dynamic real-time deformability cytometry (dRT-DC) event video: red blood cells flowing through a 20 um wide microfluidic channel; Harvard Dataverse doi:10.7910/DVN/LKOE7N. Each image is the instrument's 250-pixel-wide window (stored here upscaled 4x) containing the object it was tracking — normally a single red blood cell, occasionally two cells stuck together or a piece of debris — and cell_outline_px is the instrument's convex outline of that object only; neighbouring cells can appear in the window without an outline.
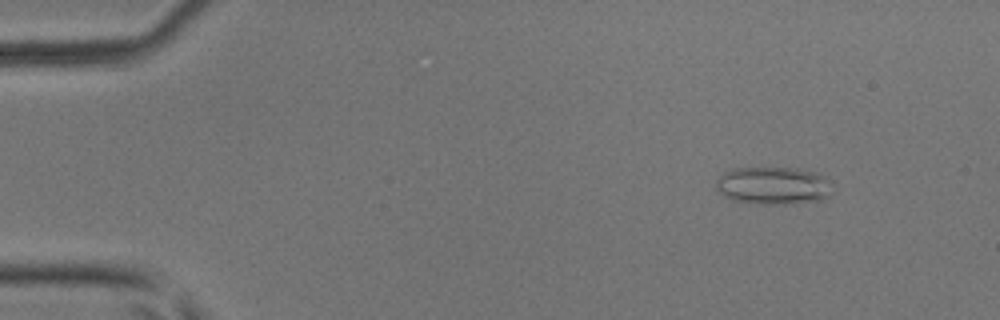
{"species": "common noctule bat (a hibernating species)", "species_latin": "Nyctalus noctula", "temperature_condition": "room temperature", "stored_images_in_passage": 50, "camera_frame_rate_fps": 3000, "um_per_image_px": 0.085, "animal": {"sex": "male", "body_mass_g": 17.9, "forearm_length_mm": 54.2}, "frame": {"image": 1, "passage_image": 6, "time_ms": 1.667, "image_size_px": [1000, 320], "cell_outline_px": [[832, 192], [828, 196], [820, 200], [784, 204], [756, 204], [732, 200], [724, 196], [716, 188], [716, 180], [724, 172], [736, 168], [796, 168], [816, 172], [824, 176]], "centroid_in_image_um": [65.69, 15.78], "position_along_channel_um": 19.3, "area_um2": 25.43}}
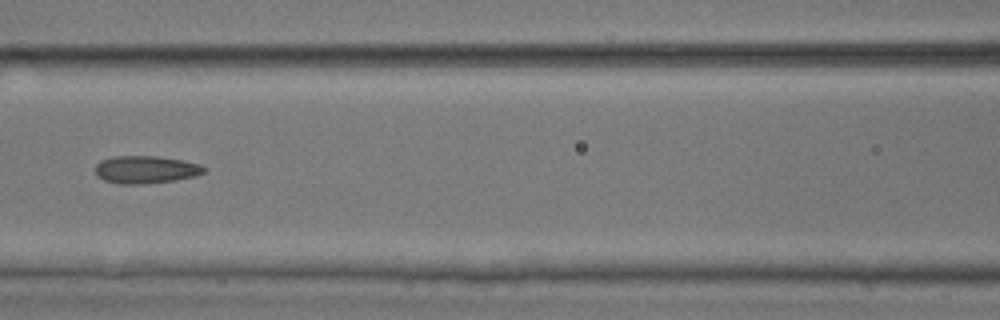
{"frame": {"image": 2, "passage_image": 23, "time_ms": 7.333, "image_size_px": [1000, 320], "cell_outline_px": [[208, 168], [204, 172], [196, 176], [172, 180], [144, 184], [116, 184], [104, 180], [96, 176], [96, 164], [100, 160], [112, 156], [156, 156], [180, 160], [200, 164]], "centroid_in_image_um": [12.36, 14.41], "position_along_channel_um": 154.2, "area_um2": 17.57}}
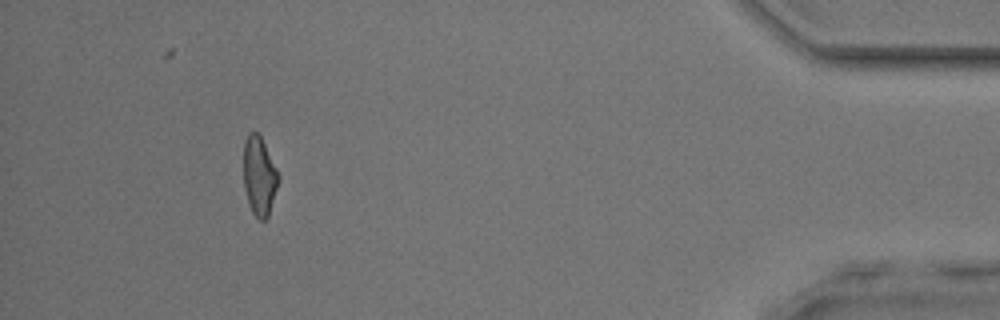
{"frame": {"image": 3, "passage_image": 46, "time_ms": 15.0, "image_size_px": [1000, 320], "cell_outline_px": [[280, 180], [268, 216], [264, 220], [260, 220], [252, 212], [248, 204], [244, 188], [244, 140], [248, 132], [256, 132], [260, 136], [280, 176]], "centroid_in_image_um": [22.03, 14.98], "position_along_channel_um": 413.2, "area_um2": 16.01}, "authors_computed_cell_mechanics": {"area_um2": 17.2822, "velocity_mm_per_s": 4.169, "shape_relaxation_time_tau1_ms": null, "shape_relaxation_time_tau2_ms": 1.7984, "deformation_change_tau1": null, "deformation_change_tau2": 0.0969}}